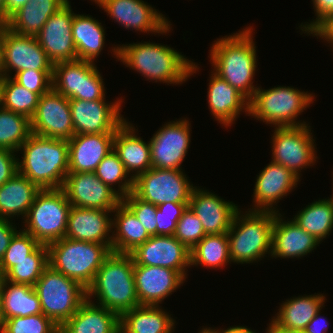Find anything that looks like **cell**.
<instances>
[{
  "instance_id": "obj_1",
  "label": "cell",
  "mask_w": 333,
  "mask_h": 333,
  "mask_svg": "<svg viewBox=\"0 0 333 333\" xmlns=\"http://www.w3.org/2000/svg\"><path fill=\"white\" fill-rule=\"evenodd\" d=\"M111 50L115 58L145 79L167 85H181L200 68L174 48L155 42L114 45Z\"/></svg>"
},
{
  "instance_id": "obj_2",
  "label": "cell",
  "mask_w": 333,
  "mask_h": 333,
  "mask_svg": "<svg viewBox=\"0 0 333 333\" xmlns=\"http://www.w3.org/2000/svg\"><path fill=\"white\" fill-rule=\"evenodd\" d=\"M253 28L217 39L211 46L210 63L212 71L240 92L250 101L257 90L253 77L257 67L256 46Z\"/></svg>"
},
{
  "instance_id": "obj_3",
  "label": "cell",
  "mask_w": 333,
  "mask_h": 333,
  "mask_svg": "<svg viewBox=\"0 0 333 333\" xmlns=\"http://www.w3.org/2000/svg\"><path fill=\"white\" fill-rule=\"evenodd\" d=\"M18 172L40 189L62 188L69 173L68 140L31 134L20 146Z\"/></svg>"
},
{
  "instance_id": "obj_4",
  "label": "cell",
  "mask_w": 333,
  "mask_h": 333,
  "mask_svg": "<svg viewBox=\"0 0 333 333\" xmlns=\"http://www.w3.org/2000/svg\"><path fill=\"white\" fill-rule=\"evenodd\" d=\"M119 317L139 306L134 281V261L130 254L111 252L87 288V299Z\"/></svg>"
},
{
  "instance_id": "obj_5",
  "label": "cell",
  "mask_w": 333,
  "mask_h": 333,
  "mask_svg": "<svg viewBox=\"0 0 333 333\" xmlns=\"http://www.w3.org/2000/svg\"><path fill=\"white\" fill-rule=\"evenodd\" d=\"M236 211L230 229L229 254L233 263H253L271 254L272 227L276 213L269 211Z\"/></svg>"
},
{
  "instance_id": "obj_6",
  "label": "cell",
  "mask_w": 333,
  "mask_h": 333,
  "mask_svg": "<svg viewBox=\"0 0 333 333\" xmlns=\"http://www.w3.org/2000/svg\"><path fill=\"white\" fill-rule=\"evenodd\" d=\"M49 265L84 288L94 281L97 271L111 254L104 244L62 238L48 245Z\"/></svg>"
},
{
  "instance_id": "obj_7",
  "label": "cell",
  "mask_w": 333,
  "mask_h": 333,
  "mask_svg": "<svg viewBox=\"0 0 333 333\" xmlns=\"http://www.w3.org/2000/svg\"><path fill=\"white\" fill-rule=\"evenodd\" d=\"M315 94L302 92L289 86H278L270 89L260 87L249 101L247 116L275 125L273 127H294L306 125L305 121H296L306 108L310 107Z\"/></svg>"
},
{
  "instance_id": "obj_8",
  "label": "cell",
  "mask_w": 333,
  "mask_h": 333,
  "mask_svg": "<svg viewBox=\"0 0 333 333\" xmlns=\"http://www.w3.org/2000/svg\"><path fill=\"white\" fill-rule=\"evenodd\" d=\"M71 204L62 188L41 189L24 219V231L42 245L65 237Z\"/></svg>"
},
{
  "instance_id": "obj_9",
  "label": "cell",
  "mask_w": 333,
  "mask_h": 333,
  "mask_svg": "<svg viewBox=\"0 0 333 333\" xmlns=\"http://www.w3.org/2000/svg\"><path fill=\"white\" fill-rule=\"evenodd\" d=\"M42 313L59 327L69 320L87 299V289L50 265L34 286Z\"/></svg>"
},
{
  "instance_id": "obj_10",
  "label": "cell",
  "mask_w": 333,
  "mask_h": 333,
  "mask_svg": "<svg viewBox=\"0 0 333 333\" xmlns=\"http://www.w3.org/2000/svg\"><path fill=\"white\" fill-rule=\"evenodd\" d=\"M52 89L67 99L86 101L103 99L106 93L95 63L79 59L54 64Z\"/></svg>"
},
{
  "instance_id": "obj_11",
  "label": "cell",
  "mask_w": 333,
  "mask_h": 333,
  "mask_svg": "<svg viewBox=\"0 0 333 333\" xmlns=\"http://www.w3.org/2000/svg\"><path fill=\"white\" fill-rule=\"evenodd\" d=\"M183 170L152 167L133 180V193L156 206L166 203H189L195 186Z\"/></svg>"
},
{
  "instance_id": "obj_12",
  "label": "cell",
  "mask_w": 333,
  "mask_h": 333,
  "mask_svg": "<svg viewBox=\"0 0 333 333\" xmlns=\"http://www.w3.org/2000/svg\"><path fill=\"white\" fill-rule=\"evenodd\" d=\"M309 124L294 127H274L272 162L292 171L299 178L301 170L313 166L318 158L315 140Z\"/></svg>"
},
{
  "instance_id": "obj_13",
  "label": "cell",
  "mask_w": 333,
  "mask_h": 333,
  "mask_svg": "<svg viewBox=\"0 0 333 333\" xmlns=\"http://www.w3.org/2000/svg\"><path fill=\"white\" fill-rule=\"evenodd\" d=\"M191 123L186 118L170 121L150 138L152 167L182 170L191 142Z\"/></svg>"
},
{
  "instance_id": "obj_14",
  "label": "cell",
  "mask_w": 333,
  "mask_h": 333,
  "mask_svg": "<svg viewBox=\"0 0 333 333\" xmlns=\"http://www.w3.org/2000/svg\"><path fill=\"white\" fill-rule=\"evenodd\" d=\"M122 97L115 102L69 99L72 123L76 134L115 133L126 121L120 114Z\"/></svg>"
},
{
  "instance_id": "obj_15",
  "label": "cell",
  "mask_w": 333,
  "mask_h": 333,
  "mask_svg": "<svg viewBox=\"0 0 333 333\" xmlns=\"http://www.w3.org/2000/svg\"><path fill=\"white\" fill-rule=\"evenodd\" d=\"M95 4L126 29L162 35L172 29L171 22L143 0H97Z\"/></svg>"
},
{
  "instance_id": "obj_16",
  "label": "cell",
  "mask_w": 333,
  "mask_h": 333,
  "mask_svg": "<svg viewBox=\"0 0 333 333\" xmlns=\"http://www.w3.org/2000/svg\"><path fill=\"white\" fill-rule=\"evenodd\" d=\"M30 121L31 132L37 136L70 140L75 135L69 99L53 89L40 96Z\"/></svg>"
},
{
  "instance_id": "obj_17",
  "label": "cell",
  "mask_w": 333,
  "mask_h": 333,
  "mask_svg": "<svg viewBox=\"0 0 333 333\" xmlns=\"http://www.w3.org/2000/svg\"><path fill=\"white\" fill-rule=\"evenodd\" d=\"M134 265L167 267L185 280L190 266V250L174 235L151 236L130 253Z\"/></svg>"
},
{
  "instance_id": "obj_18",
  "label": "cell",
  "mask_w": 333,
  "mask_h": 333,
  "mask_svg": "<svg viewBox=\"0 0 333 333\" xmlns=\"http://www.w3.org/2000/svg\"><path fill=\"white\" fill-rule=\"evenodd\" d=\"M74 14L70 1H67L51 15L35 36L53 64L77 60L72 34Z\"/></svg>"
},
{
  "instance_id": "obj_19",
  "label": "cell",
  "mask_w": 333,
  "mask_h": 333,
  "mask_svg": "<svg viewBox=\"0 0 333 333\" xmlns=\"http://www.w3.org/2000/svg\"><path fill=\"white\" fill-rule=\"evenodd\" d=\"M62 189L74 207L114 210L122 202V198L94 172L68 173Z\"/></svg>"
},
{
  "instance_id": "obj_20",
  "label": "cell",
  "mask_w": 333,
  "mask_h": 333,
  "mask_svg": "<svg viewBox=\"0 0 333 333\" xmlns=\"http://www.w3.org/2000/svg\"><path fill=\"white\" fill-rule=\"evenodd\" d=\"M4 63L3 77L24 70H53L54 64L48 58L35 36L12 32L6 26L2 29ZM10 72V73H9Z\"/></svg>"
},
{
  "instance_id": "obj_21",
  "label": "cell",
  "mask_w": 333,
  "mask_h": 333,
  "mask_svg": "<svg viewBox=\"0 0 333 333\" xmlns=\"http://www.w3.org/2000/svg\"><path fill=\"white\" fill-rule=\"evenodd\" d=\"M300 181V178L292 171L271 161L257 175L253 192L254 205H252V209L247 210L279 213L277 207L273 206L288 193L290 194Z\"/></svg>"
},
{
  "instance_id": "obj_22",
  "label": "cell",
  "mask_w": 333,
  "mask_h": 333,
  "mask_svg": "<svg viewBox=\"0 0 333 333\" xmlns=\"http://www.w3.org/2000/svg\"><path fill=\"white\" fill-rule=\"evenodd\" d=\"M113 210L71 206L65 238L107 245L112 250ZM111 216V217H110Z\"/></svg>"
},
{
  "instance_id": "obj_23",
  "label": "cell",
  "mask_w": 333,
  "mask_h": 333,
  "mask_svg": "<svg viewBox=\"0 0 333 333\" xmlns=\"http://www.w3.org/2000/svg\"><path fill=\"white\" fill-rule=\"evenodd\" d=\"M134 281L139 305L159 306L185 279L167 267L134 265Z\"/></svg>"
},
{
  "instance_id": "obj_24",
  "label": "cell",
  "mask_w": 333,
  "mask_h": 333,
  "mask_svg": "<svg viewBox=\"0 0 333 333\" xmlns=\"http://www.w3.org/2000/svg\"><path fill=\"white\" fill-rule=\"evenodd\" d=\"M198 216L206 235L227 233L233 217L239 209L232 201L195 186L188 205Z\"/></svg>"
},
{
  "instance_id": "obj_25",
  "label": "cell",
  "mask_w": 333,
  "mask_h": 333,
  "mask_svg": "<svg viewBox=\"0 0 333 333\" xmlns=\"http://www.w3.org/2000/svg\"><path fill=\"white\" fill-rule=\"evenodd\" d=\"M115 133L76 134L68 140L69 173L94 172L113 150Z\"/></svg>"
},
{
  "instance_id": "obj_26",
  "label": "cell",
  "mask_w": 333,
  "mask_h": 333,
  "mask_svg": "<svg viewBox=\"0 0 333 333\" xmlns=\"http://www.w3.org/2000/svg\"><path fill=\"white\" fill-rule=\"evenodd\" d=\"M283 215L276 213L272 227V258L304 257L321 244L313 235L307 233L293 220L284 221Z\"/></svg>"
},
{
  "instance_id": "obj_27",
  "label": "cell",
  "mask_w": 333,
  "mask_h": 333,
  "mask_svg": "<svg viewBox=\"0 0 333 333\" xmlns=\"http://www.w3.org/2000/svg\"><path fill=\"white\" fill-rule=\"evenodd\" d=\"M136 130L126 120L115 131L113 139V150L118 154L126 172L133 180L152 168L150 144L138 137Z\"/></svg>"
},
{
  "instance_id": "obj_28",
  "label": "cell",
  "mask_w": 333,
  "mask_h": 333,
  "mask_svg": "<svg viewBox=\"0 0 333 333\" xmlns=\"http://www.w3.org/2000/svg\"><path fill=\"white\" fill-rule=\"evenodd\" d=\"M208 88L207 100L210 112L224 127L227 128L235 123L240 112L249 114V101L213 71Z\"/></svg>"
},
{
  "instance_id": "obj_29",
  "label": "cell",
  "mask_w": 333,
  "mask_h": 333,
  "mask_svg": "<svg viewBox=\"0 0 333 333\" xmlns=\"http://www.w3.org/2000/svg\"><path fill=\"white\" fill-rule=\"evenodd\" d=\"M120 317L86 299L60 327L62 333H120Z\"/></svg>"
},
{
  "instance_id": "obj_30",
  "label": "cell",
  "mask_w": 333,
  "mask_h": 333,
  "mask_svg": "<svg viewBox=\"0 0 333 333\" xmlns=\"http://www.w3.org/2000/svg\"><path fill=\"white\" fill-rule=\"evenodd\" d=\"M40 190L26 176L16 173L0 186V218L12 221L21 215L24 220Z\"/></svg>"
},
{
  "instance_id": "obj_31",
  "label": "cell",
  "mask_w": 333,
  "mask_h": 333,
  "mask_svg": "<svg viewBox=\"0 0 333 333\" xmlns=\"http://www.w3.org/2000/svg\"><path fill=\"white\" fill-rule=\"evenodd\" d=\"M325 300V295L321 293L287 299L272 321L282 329L303 332L311 319L322 310Z\"/></svg>"
},
{
  "instance_id": "obj_32",
  "label": "cell",
  "mask_w": 333,
  "mask_h": 333,
  "mask_svg": "<svg viewBox=\"0 0 333 333\" xmlns=\"http://www.w3.org/2000/svg\"><path fill=\"white\" fill-rule=\"evenodd\" d=\"M66 2L67 0H29L5 21V26L17 34L36 36L51 15Z\"/></svg>"
},
{
  "instance_id": "obj_33",
  "label": "cell",
  "mask_w": 333,
  "mask_h": 333,
  "mask_svg": "<svg viewBox=\"0 0 333 333\" xmlns=\"http://www.w3.org/2000/svg\"><path fill=\"white\" fill-rule=\"evenodd\" d=\"M175 319L161 306L139 305L120 316V333H172Z\"/></svg>"
},
{
  "instance_id": "obj_34",
  "label": "cell",
  "mask_w": 333,
  "mask_h": 333,
  "mask_svg": "<svg viewBox=\"0 0 333 333\" xmlns=\"http://www.w3.org/2000/svg\"><path fill=\"white\" fill-rule=\"evenodd\" d=\"M113 215L112 252L130 254L151 237L123 202L113 210Z\"/></svg>"
},
{
  "instance_id": "obj_35",
  "label": "cell",
  "mask_w": 333,
  "mask_h": 333,
  "mask_svg": "<svg viewBox=\"0 0 333 333\" xmlns=\"http://www.w3.org/2000/svg\"><path fill=\"white\" fill-rule=\"evenodd\" d=\"M0 299L4 319L42 313L38 294L32 286L0 277Z\"/></svg>"
},
{
  "instance_id": "obj_36",
  "label": "cell",
  "mask_w": 333,
  "mask_h": 333,
  "mask_svg": "<svg viewBox=\"0 0 333 333\" xmlns=\"http://www.w3.org/2000/svg\"><path fill=\"white\" fill-rule=\"evenodd\" d=\"M92 16L74 14L72 24L73 41L77 59L93 62L105 46V29Z\"/></svg>"
},
{
  "instance_id": "obj_37",
  "label": "cell",
  "mask_w": 333,
  "mask_h": 333,
  "mask_svg": "<svg viewBox=\"0 0 333 333\" xmlns=\"http://www.w3.org/2000/svg\"><path fill=\"white\" fill-rule=\"evenodd\" d=\"M292 220L321 242L333 230V202L329 197L328 199L314 200L298 211Z\"/></svg>"
},
{
  "instance_id": "obj_38",
  "label": "cell",
  "mask_w": 333,
  "mask_h": 333,
  "mask_svg": "<svg viewBox=\"0 0 333 333\" xmlns=\"http://www.w3.org/2000/svg\"><path fill=\"white\" fill-rule=\"evenodd\" d=\"M231 263L227 233L206 235L190 250V266L219 269Z\"/></svg>"
},
{
  "instance_id": "obj_39",
  "label": "cell",
  "mask_w": 333,
  "mask_h": 333,
  "mask_svg": "<svg viewBox=\"0 0 333 333\" xmlns=\"http://www.w3.org/2000/svg\"><path fill=\"white\" fill-rule=\"evenodd\" d=\"M40 95L17 83L12 76L0 79V106L31 119L37 109Z\"/></svg>"
},
{
  "instance_id": "obj_40",
  "label": "cell",
  "mask_w": 333,
  "mask_h": 333,
  "mask_svg": "<svg viewBox=\"0 0 333 333\" xmlns=\"http://www.w3.org/2000/svg\"><path fill=\"white\" fill-rule=\"evenodd\" d=\"M31 134V121L28 117L0 106V148L17 153Z\"/></svg>"
},
{
  "instance_id": "obj_41",
  "label": "cell",
  "mask_w": 333,
  "mask_h": 333,
  "mask_svg": "<svg viewBox=\"0 0 333 333\" xmlns=\"http://www.w3.org/2000/svg\"><path fill=\"white\" fill-rule=\"evenodd\" d=\"M49 266L47 245L40 244L26 259L15 262V265L3 276L14 283L34 287L44 270Z\"/></svg>"
},
{
  "instance_id": "obj_42",
  "label": "cell",
  "mask_w": 333,
  "mask_h": 333,
  "mask_svg": "<svg viewBox=\"0 0 333 333\" xmlns=\"http://www.w3.org/2000/svg\"><path fill=\"white\" fill-rule=\"evenodd\" d=\"M94 173L121 198L126 197L133 191V179L126 172L123 163L114 150L103 158ZM117 184L118 189L116 190L114 186Z\"/></svg>"
},
{
  "instance_id": "obj_43",
  "label": "cell",
  "mask_w": 333,
  "mask_h": 333,
  "mask_svg": "<svg viewBox=\"0 0 333 333\" xmlns=\"http://www.w3.org/2000/svg\"><path fill=\"white\" fill-rule=\"evenodd\" d=\"M39 245L40 243L29 233L18 230L0 261V277H3L15 265V262L26 259Z\"/></svg>"
},
{
  "instance_id": "obj_44",
  "label": "cell",
  "mask_w": 333,
  "mask_h": 333,
  "mask_svg": "<svg viewBox=\"0 0 333 333\" xmlns=\"http://www.w3.org/2000/svg\"><path fill=\"white\" fill-rule=\"evenodd\" d=\"M59 329L43 313L4 319L1 333H55Z\"/></svg>"
},
{
  "instance_id": "obj_45",
  "label": "cell",
  "mask_w": 333,
  "mask_h": 333,
  "mask_svg": "<svg viewBox=\"0 0 333 333\" xmlns=\"http://www.w3.org/2000/svg\"><path fill=\"white\" fill-rule=\"evenodd\" d=\"M174 236L189 250L206 236L198 216L189 206L178 220Z\"/></svg>"
},
{
  "instance_id": "obj_46",
  "label": "cell",
  "mask_w": 333,
  "mask_h": 333,
  "mask_svg": "<svg viewBox=\"0 0 333 333\" xmlns=\"http://www.w3.org/2000/svg\"><path fill=\"white\" fill-rule=\"evenodd\" d=\"M122 202L134 213L150 236L157 235V206L137 197L133 192L122 198Z\"/></svg>"
},
{
  "instance_id": "obj_47",
  "label": "cell",
  "mask_w": 333,
  "mask_h": 333,
  "mask_svg": "<svg viewBox=\"0 0 333 333\" xmlns=\"http://www.w3.org/2000/svg\"><path fill=\"white\" fill-rule=\"evenodd\" d=\"M189 203L166 202L157 206V235H174L177 222L182 217L183 212Z\"/></svg>"
},
{
  "instance_id": "obj_48",
  "label": "cell",
  "mask_w": 333,
  "mask_h": 333,
  "mask_svg": "<svg viewBox=\"0 0 333 333\" xmlns=\"http://www.w3.org/2000/svg\"><path fill=\"white\" fill-rule=\"evenodd\" d=\"M53 70H24L13 75V79L31 92L40 96L52 89Z\"/></svg>"
},
{
  "instance_id": "obj_49",
  "label": "cell",
  "mask_w": 333,
  "mask_h": 333,
  "mask_svg": "<svg viewBox=\"0 0 333 333\" xmlns=\"http://www.w3.org/2000/svg\"><path fill=\"white\" fill-rule=\"evenodd\" d=\"M316 19L302 23L299 27L303 33L312 36L333 17V0H312Z\"/></svg>"
},
{
  "instance_id": "obj_50",
  "label": "cell",
  "mask_w": 333,
  "mask_h": 333,
  "mask_svg": "<svg viewBox=\"0 0 333 333\" xmlns=\"http://www.w3.org/2000/svg\"><path fill=\"white\" fill-rule=\"evenodd\" d=\"M9 149L0 148V186L18 173V158Z\"/></svg>"
},
{
  "instance_id": "obj_51",
  "label": "cell",
  "mask_w": 333,
  "mask_h": 333,
  "mask_svg": "<svg viewBox=\"0 0 333 333\" xmlns=\"http://www.w3.org/2000/svg\"><path fill=\"white\" fill-rule=\"evenodd\" d=\"M13 224L11 220L0 218V261L9 247L12 237L18 231L16 225Z\"/></svg>"
},
{
  "instance_id": "obj_52",
  "label": "cell",
  "mask_w": 333,
  "mask_h": 333,
  "mask_svg": "<svg viewBox=\"0 0 333 333\" xmlns=\"http://www.w3.org/2000/svg\"><path fill=\"white\" fill-rule=\"evenodd\" d=\"M320 313H322L321 310H319L318 313L306 325L303 333H328L327 332V330H328L327 326L330 323H328V321H326V318H323V316L321 317Z\"/></svg>"
},
{
  "instance_id": "obj_53",
  "label": "cell",
  "mask_w": 333,
  "mask_h": 333,
  "mask_svg": "<svg viewBox=\"0 0 333 333\" xmlns=\"http://www.w3.org/2000/svg\"><path fill=\"white\" fill-rule=\"evenodd\" d=\"M200 333H256L250 328H247V326H230L227 329H215V328H210V327H203L200 330Z\"/></svg>"
},
{
  "instance_id": "obj_54",
  "label": "cell",
  "mask_w": 333,
  "mask_h": 333,
  "mask_svg": "<svg viewBox=\"0 0 333 333\" xmlns=\"http://www.w3.org/2000/svg\"><path fill=\"white\" fill-rule=\"evenodd\" d=\"M317 39L321 37L324 41L326 40L327 43L333 47V17L324 24L314 35Z\"/></svg>"
},
{
  "instance_id": "obj_55",
  "label": "cell",
  "mask_w": 333,
  "mask_h": 333,
  "mask_svg": "<svg viewBox=\"0 0 333 333\" xmlns=\"http://www.w3.org/2000/svg\"><path fill=\"white\" fill-rule=\"evenodd\" d=\"M29 0H4V20L6 21L15 11L24 6Z\"/></svg>"
},
{
  "instance_id": "obj_56",
  "label": "cell",
  "mask_w": 333,
  "mask_h": 333,
  "mask_svg": "<svg viewBox=\"0 0 333 333\" xmlns=\"http://www.w3.org/2000/svg\"><path fill=\"white\" fill-rule=\"evenodd\" d=\"M267 331L266 333H303L299 331H289L282 329L281 327L277 326L273 321H271L269 324H267Z\"/></svg>"
},
{
  "instance_id": "obj_57",
  "label": "cell",
  "mask_w": 333,
  "mask_h": 333,
  "mask_svg": "<svg viewBox=\"0 0 333 333\" xmlns=\"http://www.w3.org/2000/svg\"><path fill=\"white\" fill-rule=\"evenodd\" d=\"M3 63H4L3 36H2V31H0V79L3 77Z\"/></svg>"
},
{
  "instance_id": "obj_58",
  "label": "cell",
  "mask_w": 333,
  "mask_h": 333,
  "mask_svg": "<svg viewBox=\"0 0 333 333\" xmlns=\"http://www.w3.org/2000/svg\"><path fill=\"white\" fill-rule=\"evenodd\" d=\"M3 324H4V317L2 314L1 299H0V333L2 331Z\"/></svg>"
},
{
  "instance_id": "obj_59",
  "label": "cell",
  "mask_w": 333,
  "mask_h": 333,
  "mask_svg": "<svg viewBox=\"0 0 333 333\" xmlns=\"http://www.w3.org/2000/svg\"><path fill=\"white\" fill-rule=\"evenodd\" d=\"M0 15L4 19V0H0Z\"/></svg>"
},
{
  "instance_id": "obj_60",
  "label": "cell",
  "mask_w": 333,
  "mask_h": 333,
  "mask_svg": "<svg viewBox=\"0 0 333 333\" xmlns=\"http://www.w3.org/2000/svg\"><path fill=\"white\" fill-rule=\"evenodd\" d=\"M5 27V20L2 18V16L0 15V31H2V29Z\"/></svg>"
},
{
  "instance_id": "obj_61",
  "label": "cell",
  "mask_w": 333,
  "mask_h": 333,
  "mask_svg": "<svg viewBox=\"0 0 333 333\" xmlns=\"http://www.w3.org/2000/svg\"><path fill=\"white\" fill-rule=\"evenodd\" d=\"M55 333H62V332L60 331V329H58Z\"/></svg>"
},
{
  "instance_id": "obj_62",
  "label": "cell",
  "mask_w": 333,
  "mask_h": 333,
  "mask_svg": "<svg viewBox=\"0 0 333 333\" xmlns=\"http://www.w3.org/2000/svg\"><path fill=\"white\" fill-rule=\"evenodd\" d=\"M333 179V178H332ZM333 183V182H332ZM330 199L332 200V202H333V194H332V196L330 197Z\"/></svg>"
}]
</instances>
